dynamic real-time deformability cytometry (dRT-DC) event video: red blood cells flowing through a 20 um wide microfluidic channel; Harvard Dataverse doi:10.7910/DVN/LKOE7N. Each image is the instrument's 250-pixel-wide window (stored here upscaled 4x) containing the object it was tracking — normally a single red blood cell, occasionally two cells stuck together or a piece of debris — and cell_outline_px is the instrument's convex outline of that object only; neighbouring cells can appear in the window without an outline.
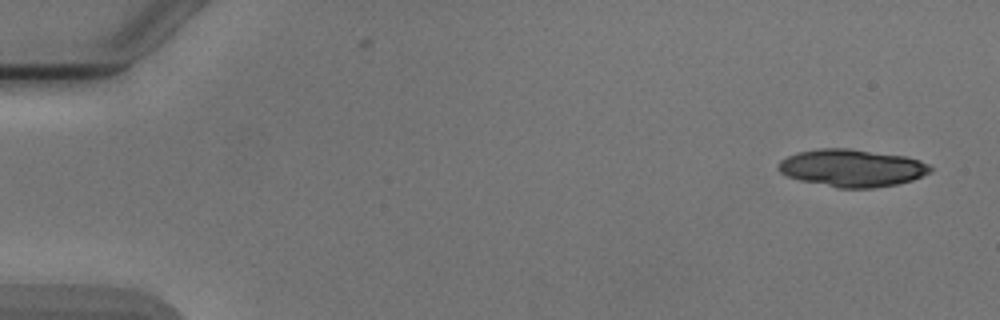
{"species": "Egyptian fruit bat (a non-hibernating species)", "species_latin": "Rousettus aegyptiacus", "temperature_condition": "cold", "stored_images_in_passage": 5, "camera_frame_rate_fps": 3000, "um_per_image_px": 0.085, "animal": {"sex": "male"}, "frame": {"image": 1, "passage_image": 1, "time_ms": 0.0, "image_size_px": [1000, 320], "cell_outline_px": [[932, 172], [912, 180], [896, 184], [872, 188], [836, 188], [800, 180], [788, 176], [780, 172], [776, 168], [776, 164], [780, 160], [788, 156], [800, 152], [820, 148], [848, 148], [904, 156], [920, 160], [928, 164], [932, 168]], "centroid_in_image_um": [72.4, 14.28], "position_along_channel_um": 12.6, "area_um2": 33.18}}